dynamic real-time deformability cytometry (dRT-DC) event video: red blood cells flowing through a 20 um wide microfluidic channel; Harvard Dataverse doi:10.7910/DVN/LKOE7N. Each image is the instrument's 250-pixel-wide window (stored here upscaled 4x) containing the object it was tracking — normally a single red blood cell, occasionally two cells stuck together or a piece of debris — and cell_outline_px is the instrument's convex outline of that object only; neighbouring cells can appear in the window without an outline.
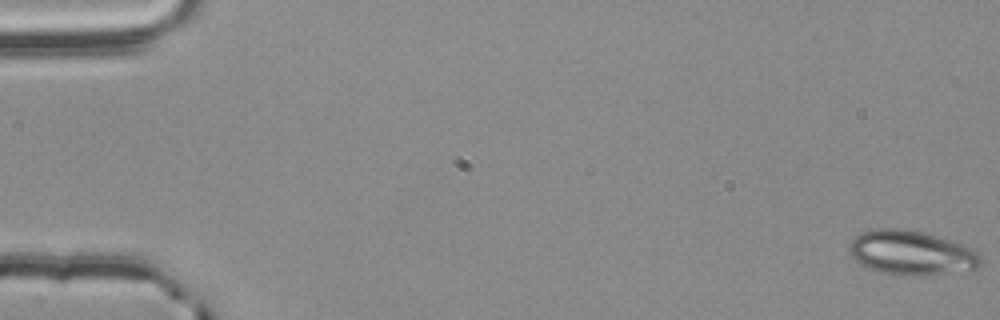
{"species": "common noctule bat (a hibernating species)", "species_latin": "Nyctalus noctula", "temperature_condition": "room temperature", "stored_images_in_passage": 18, "camera_frame_rate_fps": 3000, "um_per_image_px": 0.085, "animal": {"sex": "male", "body_mass_g": 20.4}, "frame": {"image": 1, "passage_image": 1, "time_ms": 0.0, "image_size_px": [1000, 320], "cell_outline_px": [[984, 260], [976, 268], [916, 276], [896, 276], [880, 272], [868, 268], [860, 264], [848, 252], [848, 244], [860, 232], [876, 228], [900, 228], [924, 232], [964, 244], [980, 252]], "centroid_in_image_um": [77.45, 21.48], "position_along_channel_um": 7.6, "area_um2": 34.39}}